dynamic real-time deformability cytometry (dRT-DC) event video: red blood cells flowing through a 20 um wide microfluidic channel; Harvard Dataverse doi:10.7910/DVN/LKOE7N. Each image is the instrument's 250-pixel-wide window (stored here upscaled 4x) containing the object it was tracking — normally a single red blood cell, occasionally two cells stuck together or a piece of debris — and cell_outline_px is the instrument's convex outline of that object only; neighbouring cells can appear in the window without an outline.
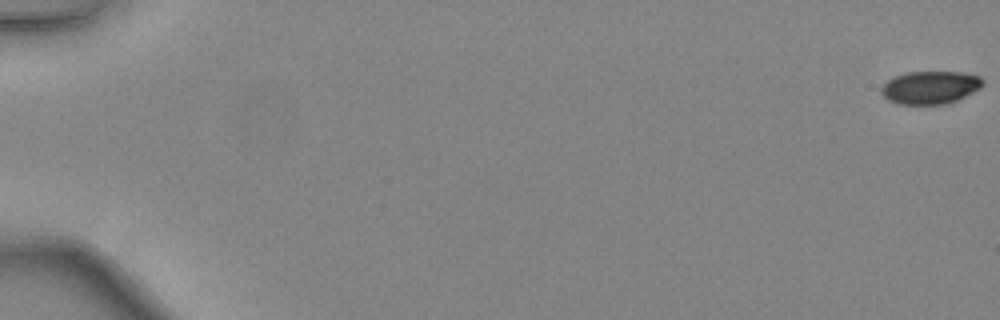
{"species": "common noctule bat (a hibernating species)", "species_latin": "Nyctalus noctula", "temperature_condition": "warm", "stored_images_in_passage": 49, "camera_frame_rate_fps": 3000, "um_per_image_px": 0.085, "animal": {"sex": "female", "body_mass_g": 24.6, "forearm_length_mm": 56.2}, "frame": {"image": 1, "passage_image": 1, "time_ms": 0.0, "image_size_px": [1000, 320], "cell_outline_px": [[984, 84], [980, 88], [948, 104], [896, 104], [888, 100], [880, 92], [880, 88], [888, 80], [896, 76], [908, 72], [960, 72], [980, 76], [984, 80]], "centroid_in_image_um": [79.07, 7.44], "position_along_channel_um": 5.9, "area_um2": 19.42}}
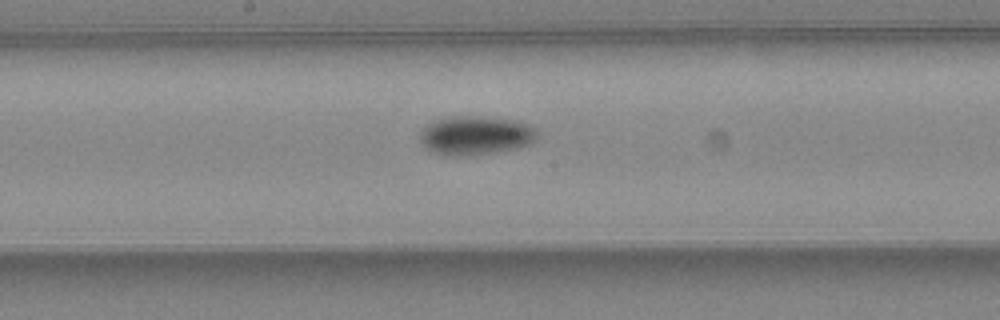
{"frame": {"image": 2, "passage_image": 28, "time_ms": 9.0, "image_size_px": [1000, 320], "cell_outline_px": [[540, 132], [536, 140], [532, 144], [516, 148], [496, 152], [464, 156], [444, 156], [432, 152], [424, 148], [420, 144], [420, 132], [428, 124], [436, 120], [452, 116], [480, 116], [516, 120], [528, 124], [536, 128]], "centroid_in_image_um": [40.44, 11.52], "position_along_channel_um": 207.8, "area_um2": 27.11}}
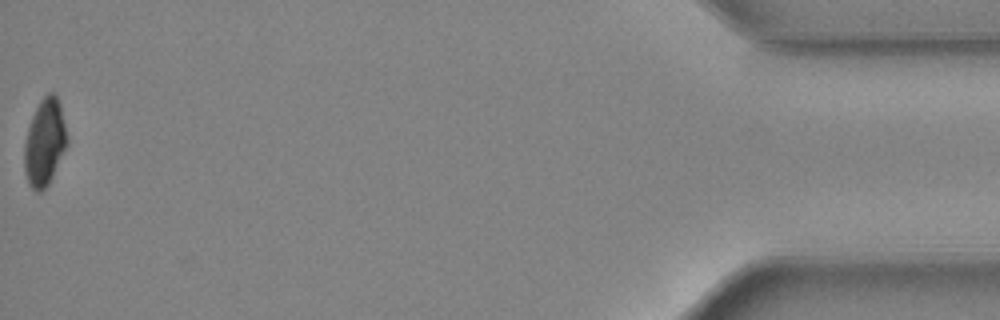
{"frame": {"image": 3, "passage_image": 49, "time_ms": 16.0, "image_size_px": [1000, 320], "cell_outline_px": [[68, 144], [48, 184], [40, 192], [36, 192], [28, 184], [24, 172], [24, 144], [28, 128], [32, 116], [40, 100], [48, 92], [52, 92], [56, 96], [60, 104], [68, 140]], "centroid_in_image_um": [3.78, 12.11], "position_along_channel_um": 431.4, "area_um2": 21.56}, "authors_computed_cell_mechanics": {"area_um2": 22.7154, "velocity_mm_per_s": 4.4476, "shape_relaxation_time_tau1_ms": 3.3138, "shape_relaxation_time_tau2_ms": null, "deformation_change_tau1": 0.1001, "deformation_change_tau2": null}}